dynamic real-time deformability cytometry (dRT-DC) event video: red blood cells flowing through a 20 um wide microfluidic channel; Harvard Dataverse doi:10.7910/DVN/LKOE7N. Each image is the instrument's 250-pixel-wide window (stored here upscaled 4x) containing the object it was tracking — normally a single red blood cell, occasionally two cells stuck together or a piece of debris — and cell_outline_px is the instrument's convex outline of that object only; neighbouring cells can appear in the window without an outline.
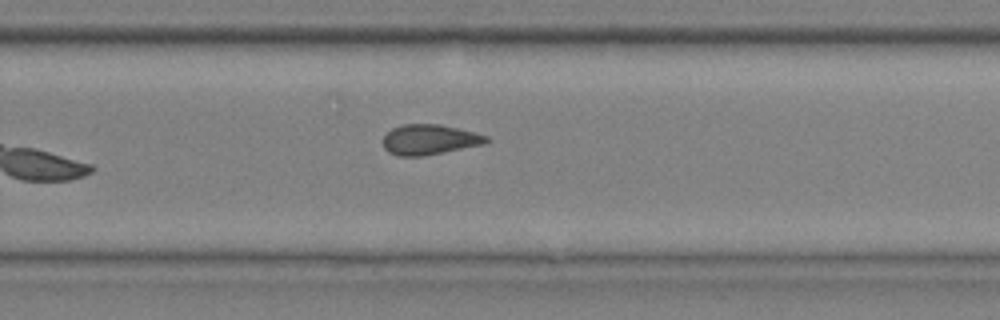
{"species": "common noctule bat (a hibernating species)", "species_latin": "Nyctalus noctula", "temperature_condition": "cold", "stored_images_in_passage": 10, "camera_frame_rate_fps": 3000, "um_per_image_px": 0.085, "animal": {"sex": "male", "body_mass_g": 20.4}, "frame": {"image": 1, "passage_image": 10, "time_ms": 3.0, "image_size_px": [1000, 320], "cell_outline_px": [[488, 140], [484, 144], [444, 152], [420, 156], [396, 156], [388, 152], [384, 148], [384, 136], [392, 128], [404, 124], [440, 124], [488, 136]], "centroid_in_image_um": [36.47, 11.87], "position_along_channel_um": 293.3, "area_um2": 17.98}}